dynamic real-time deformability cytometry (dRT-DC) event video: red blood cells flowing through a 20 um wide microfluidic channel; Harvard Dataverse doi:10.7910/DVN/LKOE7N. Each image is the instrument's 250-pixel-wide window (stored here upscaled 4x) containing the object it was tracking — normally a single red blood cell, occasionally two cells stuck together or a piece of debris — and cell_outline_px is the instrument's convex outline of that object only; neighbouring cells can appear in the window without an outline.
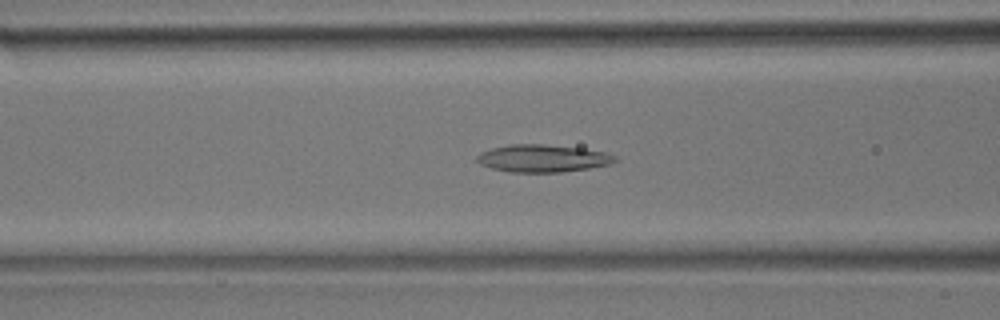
{"species": "common noctule bat (a hibernating species)", "species_latin": "Nyctalus noctula", "temperature_condition": "room temperature", "stored_images_in_passage": 49, "segment_of_instrument_passage": [1, 2], "camera_frame_rate_fps": 3000, "um_per_image_px": 0.085, "animal": {"sex": "male", "body_mass_g": 17.9}, "frame": {"image": 1, "passage_image": 19, "time_ms": 6.0, "image_size_px": [1000, 320], "cell_outline_px": [[620, 160], [612, 164], [588, 168], [560, 172], [508, 172], [492, 168], [480, 164], [476, 160], [476, 156], [480, 152], [492, 148], [508, 144], [544, 144], [584, 148], [608, 152], [616, 156]], "centroid_in_image_um": [46.17, 13.45], "position_along_channel_um": 120.4, "area_um2": 22.43}}
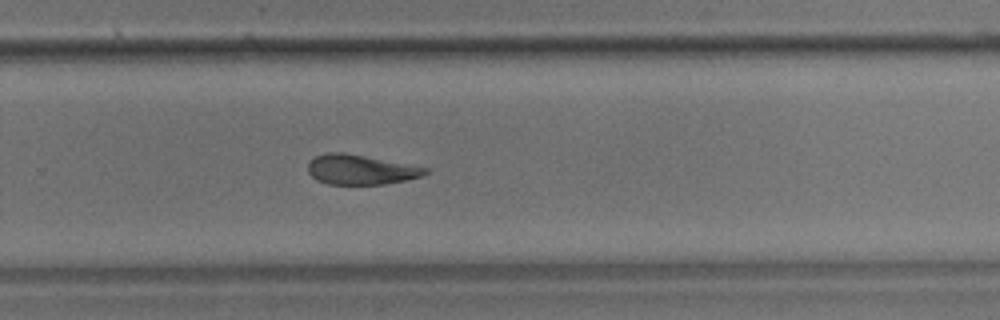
{"frame": {"image": 2, "passage_image": 32, "time_ms": 10.333, "image_size_px": [1000, 320], "cell_outline_px": [[428, 172], [424, 176], [384, 184], [328, 184], [316, 180], [308, 172], [308, 164], [316, 156], [328, 152], [344, 152], [428, 168]], "centroid_in_image_um": [30.64, 14.42], "position_along_channel_um": 299.2, "area_um2": 20.17}}
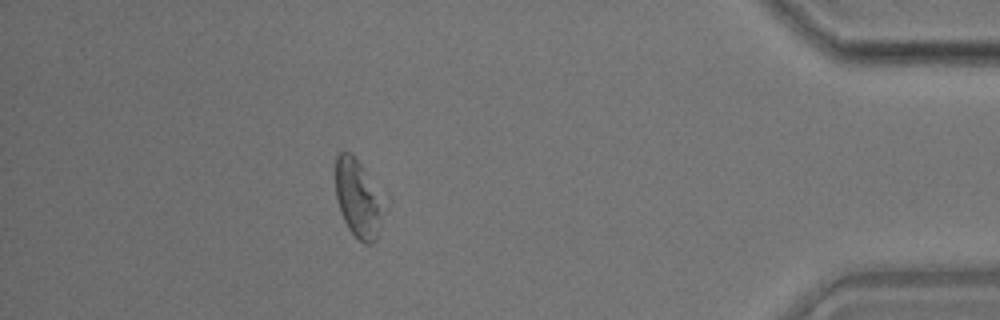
{"frame": {"image": 3, "passage_image": 43, "time_ms": 14.0, "image_size_px": [1000, 320], "cell_outline_px": [[384, 212], [376, 240], [372, 244], [364, 244], [348, 228], [340, 212], [336, 200], [336, 156], [340, 152], [348, 152], [360, 164]], "centroid_in_image_um": [30.36, 16.95], "position_along_channel_um": 404.8, "area_um2": 20.58}}